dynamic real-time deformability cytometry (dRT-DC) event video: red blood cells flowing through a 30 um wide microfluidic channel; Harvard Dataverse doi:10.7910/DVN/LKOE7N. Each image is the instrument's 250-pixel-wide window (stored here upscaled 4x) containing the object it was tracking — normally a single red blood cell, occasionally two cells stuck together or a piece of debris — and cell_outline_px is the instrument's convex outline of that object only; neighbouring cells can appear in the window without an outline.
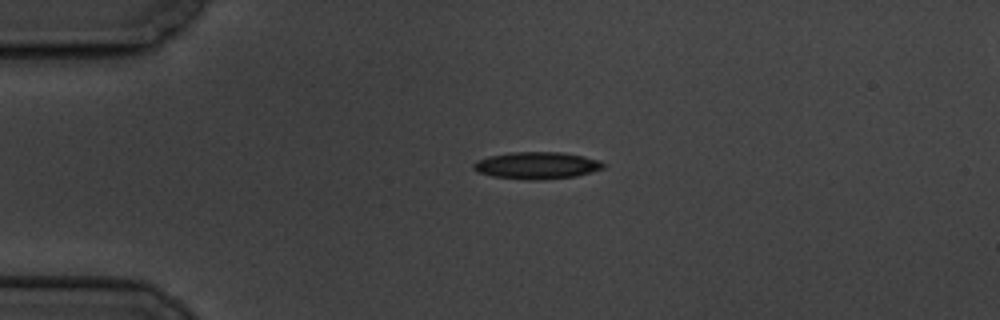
{"species": "common noctule bat (a hibernating species)", "species_latin": "Nyctalus noctula", "temperature_condition": "cold", "stored_images_in_passage": 3, "camera_frame_rate_fps": 3000, "um_per_image_px": 0.085, "animal": {"sex": "male", "body_mass_g": 19.5, "forearm_length_mm": 54.6}, "frame": {"image": 1, "passage_image": 1, "time_ms": 0.0, "image_size_px": [1000, 320], "cell_outline_px": [[608, 164], [604, 168], [576, 176], [540, 180], [528, 180], [492, 176], [476, 172], [472, 168], [472, 164], [476, 160], [488, 156], [508, 152], [564, 152], [584, 156], [600, 160]], "centroid_in_image_um": [45.62, 14.05], "position_along_channel_um": 39.4, "area_um2": 20.81}}